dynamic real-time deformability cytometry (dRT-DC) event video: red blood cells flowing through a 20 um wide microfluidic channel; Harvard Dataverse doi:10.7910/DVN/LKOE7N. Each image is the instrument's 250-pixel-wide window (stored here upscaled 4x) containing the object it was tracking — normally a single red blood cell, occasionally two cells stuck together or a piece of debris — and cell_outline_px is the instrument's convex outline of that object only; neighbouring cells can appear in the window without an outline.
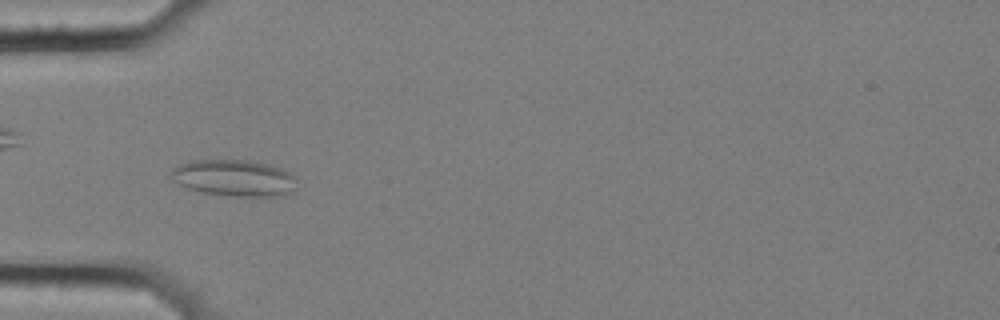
{"species": "common noctule bat (a hibernating species)", "species_latin": "Nyctalus noctula", "temperature_condition": "cold", "stored_images_in_passage": 56, "camera_frame_rate_fps": 3000, "um_per_image_px": 0.085, "animal": {"sex": "female", "body_mass_g": 25.1}, "frame": {"image": 1, "passage_image": 18, "time_ms": 5.667, "image_size_px": [1000, 320], "cell_outline_px": [[296, 180], [292, 192], [284, 196], [224, 196], [204, 192], [188, 188], [172, 180], [172, 168], [180, 164], [192, 160], [244, 160], [268, 164], [280, 168], [296, 176]], "centroid_in_image_um": [19.92, 15.13], "position_along_channel_um": 65.1, "area_um2": 26.7}}
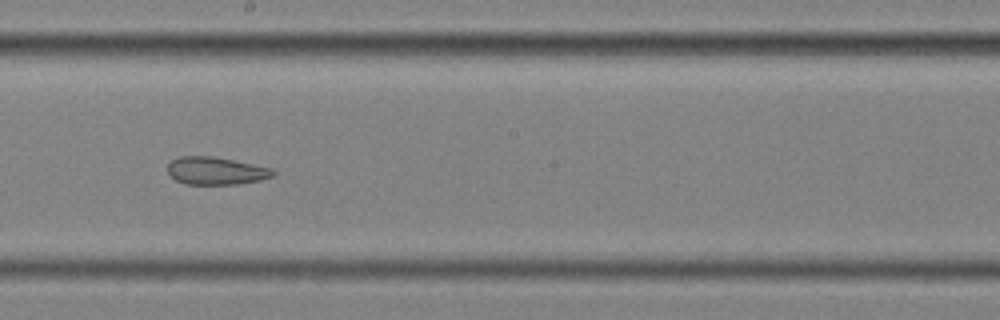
{"frame": {"image": 2, "passage_image": 32, "time_ms": 10.333, "image_size_px": [1000, 320], "cell_outline_px": [[276, 176], [260, 180], [240, 184], [184, 184], [176, 180], [168, 172], [168, 164], [172, 160], [180, 156], [212, 156], [272, 168], [276, 172]], "centroid_in_image_um": [18.38, 14.53], "position_along_channel_um": 229.8, "area_um2": 16.99}}
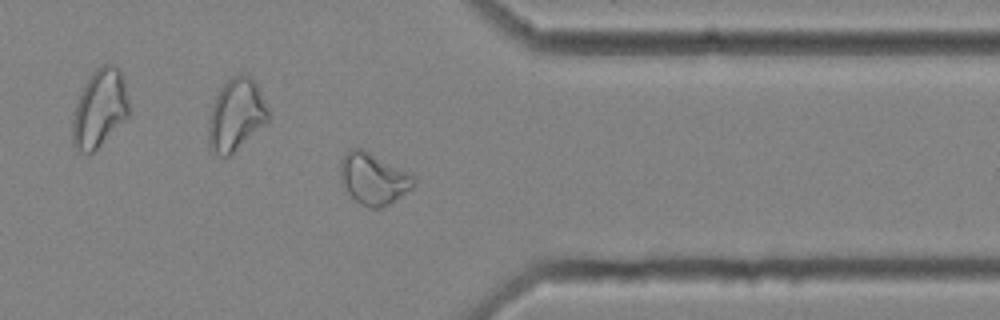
{"frame": {"image": 3, "passage_image": 45, "time_ms": 14.667, "image_size_px": [1000, 320], "cell_outline_px": [[416, 184], [412, 188], [388, 204], [380, 208], [368, 208], [360, 204], [348, 192], [340, 180], [340, 160], [352, 148], [360, 148], [412, 172], [416, 176]], "centroid_in_image_um": [31.77, 15.18], "position_along_channel_um": 379.6, "area_um2": 22.08}, "authors_computed_cell_mechanics": {"area_um2": 24.2182, "velocity_mm_per_s": 3.5659, "shape_relaxation_time_tau1_ms": null, "shape_relaxation_time_tau2_ms": 3.1061, "deformation_change_tau1": null, "deformation_change_tau2": 0.1029}}